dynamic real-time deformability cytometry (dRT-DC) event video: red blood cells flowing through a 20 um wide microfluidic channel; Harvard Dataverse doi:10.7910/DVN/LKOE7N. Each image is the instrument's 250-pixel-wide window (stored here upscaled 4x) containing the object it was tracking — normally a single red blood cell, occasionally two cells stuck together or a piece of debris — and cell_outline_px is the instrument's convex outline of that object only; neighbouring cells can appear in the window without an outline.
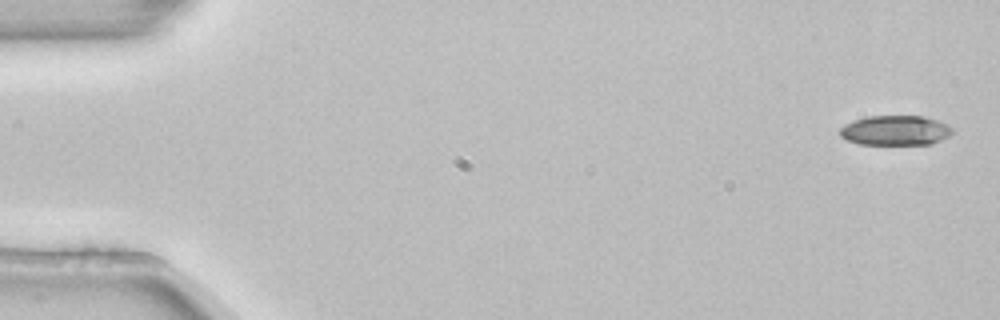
{"species": "common noctule bat (a hibernating species)", "species_latin": "Nyctalus noctula", "temperature_condition": "room temperature", "stored_images_in_passage": 4, "camera_frame_rate_fps": 3000, "um_per_image_px": 0.085, "animal": {"sex": "female", "body_mass_g": 22.7, "forearm_length_mm": 54.2}, "frame": {"image": 1, "passage_image": 1, "time_ms": 0.0, "image_size_px": [1000, 320], "cell_outline_px": [[952, 132], [948, 136], [932, 144], [860, 144], [848, 140], [840, 136], [840, 128], [844, 124], [852, 120], [868, 116], [924, 116], [936, 120], [952, 128]], "centroid_in_image_um": [76.06, 11.08], "position_along_channel_um": 8.9, "area_um2": 19.42}}
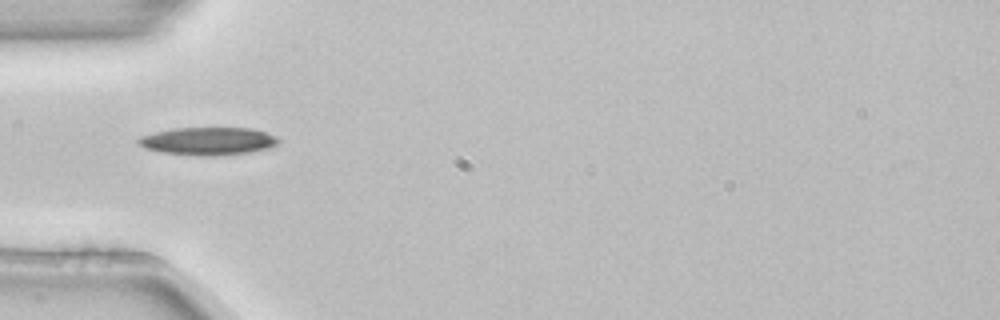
{"frame": {"image": 2, "passage_image": 4, "time_ms": 1.0, "image_size_px": [1000, 320], "cell_outline_px": [[280, 144], [268, 148], [252, 152], [216, 156], [204, 156], [164, 152], [144, 148], [136, 144], [136, 140], [140, 136], [172, 128], [252, 128], [276, 136], [280, 140]], "centroid_in_image_um": [17.7, 11.99], "position_along_channel_um": 67.3, "area_um2": 22.83}}